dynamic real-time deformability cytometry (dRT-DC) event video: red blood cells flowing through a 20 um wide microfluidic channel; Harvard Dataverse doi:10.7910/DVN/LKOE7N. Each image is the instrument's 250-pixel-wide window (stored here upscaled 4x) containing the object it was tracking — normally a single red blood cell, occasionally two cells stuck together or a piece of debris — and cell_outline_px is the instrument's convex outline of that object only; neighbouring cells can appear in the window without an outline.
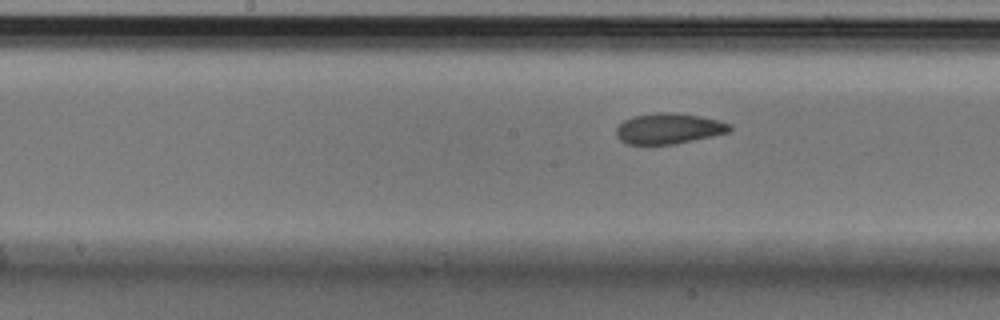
{"species": "Egyptian fruit bat (a non-hibernating species)", "species_latin": "Rousettus aegyptiacus", "temperature_condition": "cold", "stored_images_in_passage": 9, "segment_of_instrument_passage": [2, 2], "camera_frame_rate_fps": 3000, "um_per_image_px": 0.085, "animal": {"sex": "male"}, "frame": {"image": 1, "passage_image": 9, "time_ms": 2.667, "image_size_px": [1000, 320], "cell_outline_px": [[732, 128], [728, 132], [712, 136], [672, 144], [628, 144], [620, 140], [616, 136], [616, 128], [624, 120], [632, 116], [656, 112], [676, 112], [700, 116], [732, 124]], "centroid_in_image_um": [56.82, 10.91], "position_along_channel_um": 191.4, "area_um2": 20.23}}